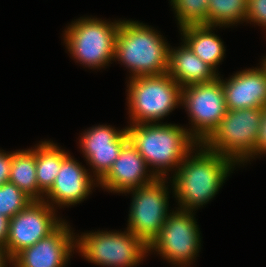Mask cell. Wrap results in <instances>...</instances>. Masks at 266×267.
Here are the masks:
<instances>
[{
  "mask_svg": "<svg viewBox=\"0 0 266 267\" xmlns=\"http://www.w3.org/2000/svg\"><path fill=\"white\" fill-rule=\"evenodd\" d=\"M181 106L190 117L192 126L187 129L188 133L197 143H203L227 112L221 77L209 83L183 87Z\"/></svg>",
  "mask_w": 266,
  "mask_h": 267,
  "instance_id": "9",
  "label": "cell"
},
{
  "mask_svg": "<svg viewBox=\"0 0 266 267\" xmlns=\"http://www.w3.org/2000/svg\"><path fill=\"white\" fill-rule=\"evenodd\" d=\"M167 179L128 191L132 193L127 229L147 246L158 236L169 215Z\"/></svg>",
  "mask_w": 266,
  "mask_h": 267,
  "instance_id": "10",
  "label": "cell"
},
{
  "mask_svg": "<svg viewBox=\"0 0 266 267\" xmlns=\"http://www.w3.org/2000/svg\"><path fill=\"white\" fill-rule=\"evenodd\" d=\"M89 173L91 172L69 154L62 161L57 177L44 194L43 201L53 208L55 205L69 207L81 203L91 194L94 186H98V181Z\"/></svg>",
  "mask_w": 266,
  "mask_h": 267,
  "instance_id": "13",
  "label": "cell"
},
{
  "mask_svg": "<svg viewBox=\"0 0 266 267\" xmlns=\"http://www.w3.org/2000/svg\"><path fill=\"white\" fill-rule=\"evenodd\" d=\"M76 237V248L80 255L103 267H135L149 253L148 246L129 230H98Z\"/></svg>",
  "mask_w": 266,
  "mask_h": 267,
  "instance_id": "7",
  "label": "cell"
},
{
  "mask_svg": "<svg viewBox=\"0 0 266 267\" xmlns=\"http://www.w3.org/2000/svg\"><path fill=\"white\" fill-rule=\"evenodd\" d=\"M169 49L170 45L153 27L138 21L121 20L114 61H120L130 70V79L161 75L168 71Z\"/></svg>",
  "mask_w": 266,
  "mask_h": 267,
  "instance_id": "3",
  "label": "cell"
},
{
  "mask_svg": "<svg viewBox=\"0 0 266 267\" xmlns=\"http://www.w3.org/2000/svg\"><path fill=\"white\" fill-rule=\"evenodd\" d=\"M266 29V0H247L246 21Z\"/></svg>",
  "mask_w": 266,
  "mask_h": 267,
  "instance_id": "25",
  "label": "cell"
},
{
  "mask_svg": "<svg viewBox=\"0 0 266 267\" xmlns=\"http://www.w3.org/2000/svg\"><path fill=\"white\" fill-rule=\"evenodd\" d=\"M221 84L225 93L227 110L263 108L266 106V67L238 71Z\"/></svg>",
  "mask_w": 266,
  "mask_h": 267,
  "instance_id": "15",
  "label": "cell"
},
{
  "mask_svg": "<svg viewBox=\"0 0 266 267\" xmlns=\"http://www.w3.org/2000/svg\"><path fill=\"white\" fill-rule=\"evenodd\" d=\"M7 263H12L11 258L8 256L6 249L0 245V267H6Z\"/></svg>",
  "mask_w": 266,
  "mask_h": 267,
  "instance_id": "29",
  "label": "cell"
},
{
  "mask_svg": "<svg viewBox=\"0 0 266 267\" xmlns=\"http://www.w3.org/2000/svg\"><path fill=\"white\" fill-rule=\"evenodd\" d=\"M262 118V108L227 110L219 125L202 143L206 148L232 159L237 165L250 162Z\"/></svg>",
  "mask_w": 266,
  "mask_h": 267,
  "instance_id": "6",
  "label": "cell"
},
{
  "mask_svg": "<svg viewBox=\"0 0 266 267\" xmlns=\"http://www.w3.org/2000/svg\"><path fill=\"white\" fill-rule=\"evenodd\" d=\"M124 145H111L102 148H81L86 161L90 164L93 177L99 182L110 170Z\"/></svg>",
  "mask_w": 266,
  "mask_h": 267,
  "instance_id": "23",
  "label": "cell"
},
{
  "mask_svg": "<svg viewBox=\"0 0 266 267\" xmlns=\"http://www.w3.org/2000/svg\"><path fill=\"white\" fill-rule=\"evenodd\" d=\"M247 0H209L207 25L229 27L246 21Z\"/></svg>",
  "mask_w": 266,
  "mask_h": 267,
  "instance_id": "20",
  "label": "cell"
},
{
  "mask_svg": "<svg viewBox=\"0 0 266 267\" xmlns=\"http://www.w3.org/2000/svg\"><path fill=\"white\" fill-rule=\"evenodd\" d=\"M129 141L127 128L118 131L110 125L93 126L84 131L79 139L80 148H102L125 145Z\"/></svg>",
  "mask_w": 266,
  "mask_h": 267,
  "instance_id": "21",
  "label": "cell"
},
{
  "mask_svg": "<svg viewBox=\"0 0 266 267\" xmlns=\"http://www.w3.org/2000/svg\"><path fill=\"white\" fill-rule=\"evenodd\" d=\"M148 168L137 148L129 140L122 147L108 173L98 182V186L113 193L125 194L157 179Z\"/></svg>",
  "mask_w": 266,
  "mask_h": 267,
  "instance_id": "14",
  "label": "cell"
},
{
  "mask_svg": "<svg viewBox=\"0 0 266 267\" xmlns=\"http://www.w3.org/2000/svg\"><path fill=\"white\" fill-rule=\"evenodd\" d=\"M120 22L80 17L64 30L65 46L77 63L89 69L105 68L114 60Z\"/></svg>",
  "mask_w": 266,
  "mask_h": 267,
  "instance_id": "4",
  "label": "cell"
},
{
  "mask_svg": "<svg viewBox=\"0 0 266 267\" xmlns=\"http://www.w3.org/2000/svg\"><path fill=\"white\" fill-rule=\"evenodd\" d=\"M45 201H32L9 221L6 251L12 259L22 249L33 246L52 233L64 220Z\"/></svg>",
  "mask_w": 266,
  "mask_h": 267,
  "instance_id": "11",
  "label": "cell"
},
{
  "mask_svg": "<svg viewBox=\"0 0 266 267\" xmlns=\"http://www.w3.org/2000/svg\"><path fill=\"white\" fill-rule=\"evenodd\" d=\"M266 154V106L262 108V118L255 145V155Z\"/></svg>",
  "mask_w": 266,
  "mask_h": 267,
  "instance_id": "26",
  "label": "cell"
},
{
  "mask_svg": "<svg viewBox=\"0 0 266 267\" xmlns=\"http://www.w3.org/2000/svg\"><path fill=\"white\" fill-rule=\"evenodd\" d=\"M9 181L33 201L43 200L44 193L38 188L36 179V146L11 152Z\"/></svg>",
  "mask_w": 266,
  "mask_h": 267,
  "instance_id": "18",
  "label": "cell"
},
{
  "mask_svg": "<svg viewBox=\"0 0 266 267\" xmlns=\"http://www.w3.org/2000/svg\"><path fill=\"white\" fill-rule=\"evenodd\" d=\"M182 43L176 49H169L167 73L175 82L183 88L216 80L219 77L218 71L196 56L184 41Z\"/></svg>",
  "mask_w": 266,
  "mask_h": 267,
  "instance_id": "16",
  "label": "cell"
},
{
  "mask_svg": "<svg viewBox=\"0 0 266 267\" xmlns=\"http://www.w3.org/2000/svg\"><path fill=\"white\" fill-rule=\"evenodd\" d=\"M9 221L8 217L0 215V245L6 247V242L9 235Z\"/></svg>",
  "mask_w": 266,
  "mask_h": 267,
  "instance_id": "28",
  "label": "cell"
},
{
  "mask_svg": "<svg viewBox=\"0 0 266 267\" xmlns=\"http://www.w3.org/2000/svg\"><path fill=\"white\" fill-rule=\"evenodd\" d=\"M32 201L28 195L10 181L0 186V215L11 219Z\"/></svg>",
  "mask_w": 266,
  "mask_h": 267,
  "instance_id": "24",
  "label": "cell"
},
{
  "mask_svg": "<svg viewBox=\"0 0 266 267\" xmlns=\"http://www.w3.org/2000/svg\"><path fill=\"white\" fill-rule=\"evenodd\" d=\"M69 155L53 141H41L36 146V179L45 194L53 185L62 161Z\"/></svg>",
  "mask_w": 266,
  "mask_h": 267,
  "instance_id": "19",
  "label": "cell"
},
{
  "mask_svg": "<svg viewBox=\"0 0 266 267\" xmlns=\"http://www.w3.org/2000/svg\"><path fill=\"white\" fill-rule=\"evenodd\" d=\"M129 80L127 106L130 124L157 123L181 105L182 87L168 73Z\"/></svg>",
  "mask_w": 266,
  "mask_h": 267,
  "instance_id": "5",
  "label": "cell"
},
{
  "mask_svg": "<svg viewBox=\"0 0 266 267\" xmlns=\"http://www.w3.org/2000/svg\"><path fill=\"white\" fill-rule=\"evenodd\" d=\"M193 214L180 208L172 210L148 251H156L175 266L189 267L201 246L200 230Z\"/></svg>",
  "mask_w": 266,
  "mask_h": 267,
  "instance_id": "8",
  "label": "cell"
},
{
  "mask_svg": "<svg viewBox=\"0 0 266 267\" xmlns=\"http://www.w3.org/2000/svg\"><path fill=\"white\" fill-rule=\"evenodd\" d=\"M126 128L129 140L157 179H168L165 177L167 173L176 172L186 155L198 144L187 127L178 124L140 123Z\"/></svg>",
  "mask_w": 266,
  "mask_h": 267,
  "instance_id": "2",
  "label": "cell"
},
{
  "mask_svg": "<svg viewBox=\"0 0 266 267\" xmlns=\"http://www.w3.org/2000/svg\"><path fill=\"white\" fill-rule=\"evenodd\" d=\"M236 165L232 159L198 143L172 176L171 188L178 208L195 211L207 204L219 192Z\"/></svg>",
  "mask_w": 266,
  "mask_h": 267,
  "instance_id": "1",
  "label": "cell"
},
{
  "mask_svg": "<svg viewBox=\"0 0 266 267\" xmlns=\"http://www.w3.org/2000/svg\"><path fill=\"white\" fill-rule=\"evenodd\" d=\"M209 0H170L179 27L207 25Z\"/></svg>",
  "mask_w": 266,
  "mask_h": 267,
  "instance_id": "22",
  "label": "cell"
},
{
  "mask_svg": "<svg viewBox=\"0 0 266 267\" xmlns=\"http://www.w3.org/2000/svg\"><path fill=\"white\" fill-rule=\"evenodd\" d=\"M262 64L266 67V56H265V58L262 60Z\"/></svg>",
  "mask_w": 266,
  "mask_h": 267,
  "instance_id": "30",
  "label": "cell"
},
{
  "mask_svg": "<svg viewBox=\"0 0 266 267\" xmlns=\"http://www.w3.org/2000/svg\"><path fill=\"white\" fill-rule=\"evenodd\" d=\"M214 28L215 26L201 24L184 26L179 30L182 40L193 53L216 71L223 61L226 49L222 40L212 31Z\"/></svg>",
  "mask_w": 266,
  "mask_h": 267,
  "instance_id": "17",
  "label": "cell"
},
{
  "mask_svg": "<svg viewBox=\"0 0 266 267\" xmlns=\"http://www.w3.org/2000/svg\"><path fill=\"white\" fill-rule=\"evenodd\" d=\"M11 169V152L0 150V186L9 181Z\"/></svg>",
  "mask_w": 266,
  "mask_h": 267,
  "instance_id": "27",
  "label": "cell"
},
{
  "mask_svg": "<svg viewBox=\"0 0 266 267\" xmlns=\"http://www.w3.org/2000/svg\"><path fill=\"white\" fill-rule=\"evenodd\" d=\"M70 228L64 220L48 236L18 252L11 259L13 267H65L76 250L77 237Z\"/></svg>",
  "mask_w": 266,
  "mask_h": 267,
  "instance_id": "12",
  "label": "cell"
}]
</instances>
